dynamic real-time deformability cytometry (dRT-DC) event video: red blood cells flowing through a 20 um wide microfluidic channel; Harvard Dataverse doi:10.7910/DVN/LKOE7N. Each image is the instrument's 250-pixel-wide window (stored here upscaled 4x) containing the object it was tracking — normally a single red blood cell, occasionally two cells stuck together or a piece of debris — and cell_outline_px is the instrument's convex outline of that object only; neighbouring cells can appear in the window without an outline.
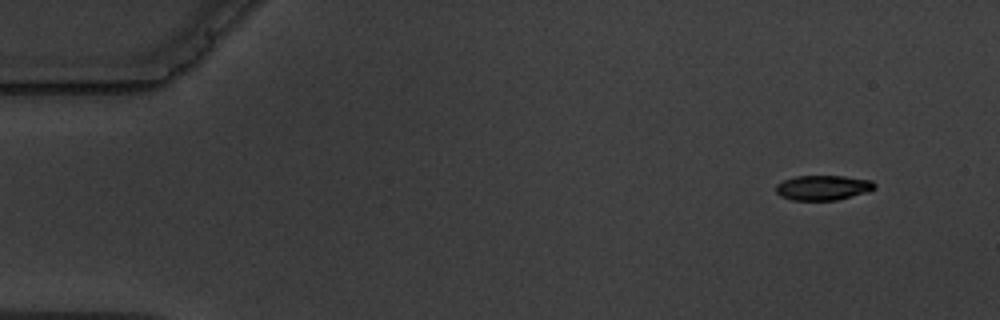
{"species": "common noctule bat (a hibernating species)", "species_latin": "Nyctalus noctula", "temperature_condition": "warm", "stored_images_in_passage": 10, "camera_frame_rate_fps": 3000, "um_per_image_px": 0.085, "animal": {"sex": "male", "body_mass_g": 19.5, "forearm_length_mm": 54.6}, "frame": {"image": 1, "passage_image": 1, "time_ms": 0.0, "image_size_px": [1000, 320], "cell_outline_px": [[876, 188], [868, 192], [836, 200], [792, 200], [780, 196], [776, 192], [776, 184], [784, 180], [796, 176], [844, 176], [872, 180], [876, 184]], "centroid_in_image_um": [69.97, 15.95], "position_along_channel_um": 15.0, "area_um2": 14.39}}
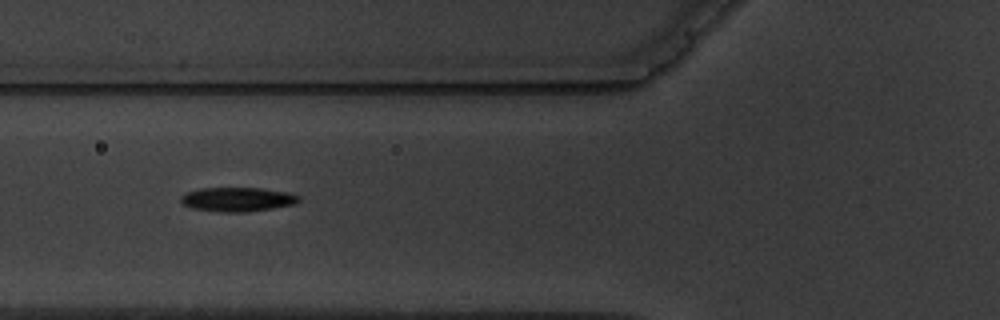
{"frame": {"image": 2, "passage_image": 6, "time_ms": 5.667, "image_size_px": [1000, 320], "cell_outline_px": [[300, 200], [296, 204], [248, 212], [220, 212], [192, 208], [184, 204], [180, 200], [180, 196], [184, 192], [200, 188], [260, 188], [288, 192], [300, 196]], "centroid_in_image_um": [20.18, 16.94], "position_along_channel_um": 105.6, "area_um2": 16.76}}
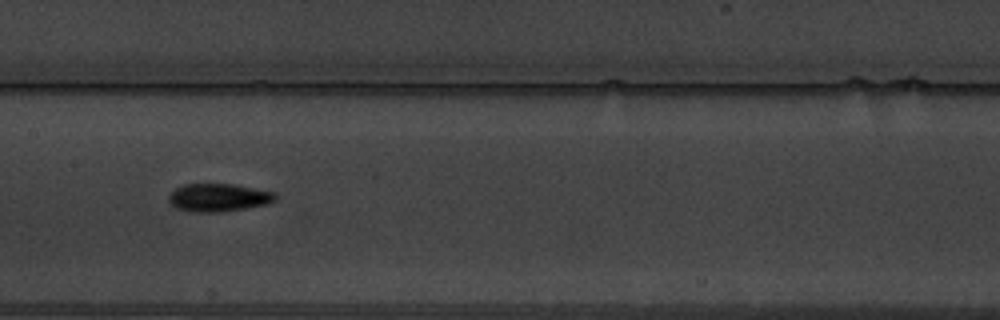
{"frame": {"image": 3, "passage_image": 8, "time_ms": 8.0, "image_size_px": [1000, 320], "cell_outline_px": [[276, 200], [268, 204], [220, 212], [188, 212], [176, 208], [168, 200], [168, 196], [176, 188], [184, 184], [236, 184], [276, 192]], "centroid_in_image_um": [18.59, 16.79], "position_along_channel_um": 188.8, "area_um2": 17.51}}